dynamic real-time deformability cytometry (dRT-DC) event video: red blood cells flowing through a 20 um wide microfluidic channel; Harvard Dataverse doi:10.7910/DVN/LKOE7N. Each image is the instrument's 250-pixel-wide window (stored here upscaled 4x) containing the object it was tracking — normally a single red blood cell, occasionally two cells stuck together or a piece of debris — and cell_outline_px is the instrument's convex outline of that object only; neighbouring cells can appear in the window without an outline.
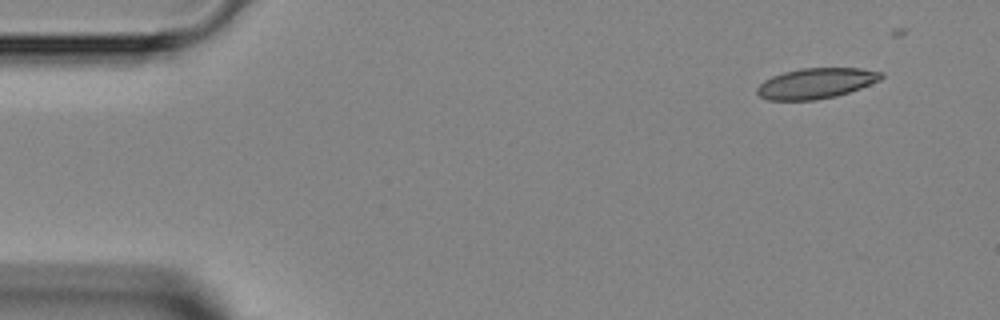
{"species": "Egyptian fruit bat (a non-hibernating species)", "species_latin": "Rousettus aegyptiacus", "temperature_condition": "room temperature", "stored_images_in_passage": 5, "segment_of_instrument_passage": [1, 2], "camera_frame_rate_fps": 3000, "um_per_image_px": 0.085, "animal": {"sex": "female"}, "frame": {"image": 1, "passage_image": 1, "time_ms": 0.0, "image_size_px": [1000, 320], "cell_outline_px": [[884, 76], [880, 80], [860, 88], [836, 96], [816, 100], [768, 100], [760, 96], [756, 92], [756, 88], [764, 80], [772, 76], [784, 72], [800, 68], [860, 68], [884, 72]], "centroid_in_image_um": [69.36, 7.08], "position_along_channel_um": 15.6, "area_um2": 22.08}}